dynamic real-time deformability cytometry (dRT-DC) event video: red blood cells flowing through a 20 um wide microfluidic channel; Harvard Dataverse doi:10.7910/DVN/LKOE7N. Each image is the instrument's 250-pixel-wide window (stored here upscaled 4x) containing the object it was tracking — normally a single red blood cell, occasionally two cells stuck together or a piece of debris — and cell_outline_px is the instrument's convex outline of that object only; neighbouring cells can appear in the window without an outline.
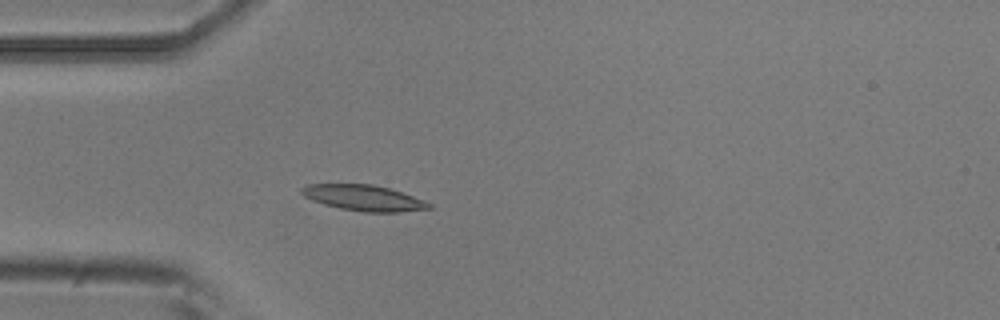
{"species": "common noctule bat (a hibernating species)", "species_latin": "Nyctalus noctula", "temperature_condition": "room temperature", "stored_images_in_passage": 5, "camera_frame_rate_fps": 3000, "um_per_image_px": 0.085, "animal": {"sex": "male", "body_mass_g": 20.5, "forearm_length_mm": 52.5}, "frame": {"image": 1, "passage_image": 5, "time_ms": 1.333, "image_size_px": [1000, 320], "cell_outline_px": [[432, 208], [400, 212], [364, 212], [340, 208], [324, 204], [312, 200], [304, 196], [300, 192], [300, 188], [308, 184], [372, 184], [388, 188], [412, 196], [432, 204]], "centroid_in_image_um": [30.88, 16.82], "position_along_channel_um": 54.1, "area_um2": 18.96}}